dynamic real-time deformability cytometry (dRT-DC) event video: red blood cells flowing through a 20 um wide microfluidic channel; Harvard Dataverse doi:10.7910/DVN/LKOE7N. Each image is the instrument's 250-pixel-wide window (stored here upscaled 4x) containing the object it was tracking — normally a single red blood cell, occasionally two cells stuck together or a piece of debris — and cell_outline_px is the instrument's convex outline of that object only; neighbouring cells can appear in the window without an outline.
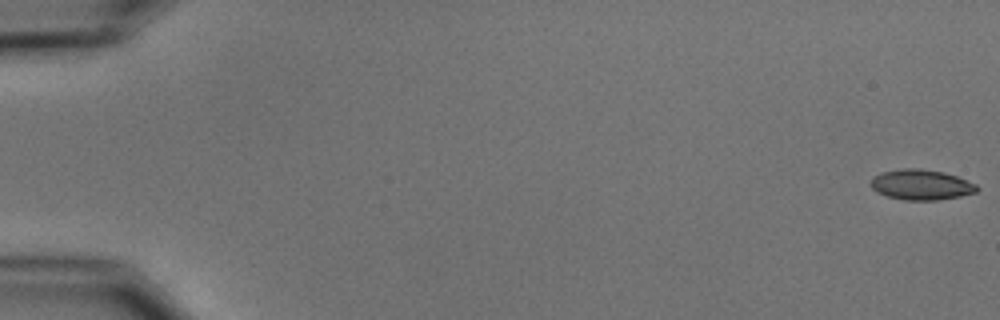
{"species": "common noctule bat (a hibernating species)", "species_latin": "Nyctalus noctula", "temperature_condition": "cold", "stored_images_in_passage": 55, "camera_frame_rate_fps": 3000, "um_per_image_px": 0.085, "animal": {"sex": "male", "body_mass_g": 15.6}, "frame": {"image": 1, "passage_image": 1, "time_ms": 0.0, "image_size_px": [1000, 320], "cell_outline_px": [[980, 188], [976, 192], [960, 196], [936, 200], [904, 200], [888, 196], [876, 192], [872, 188], [872, 176], [884, 172], [904, 168], [920, 168], [944, 172], [956, 176], [976, 184]], "centroid_in_image_um": [78.31, 15.7], "position_along_channel_um": 6.7, "area_um2": 18.67}}
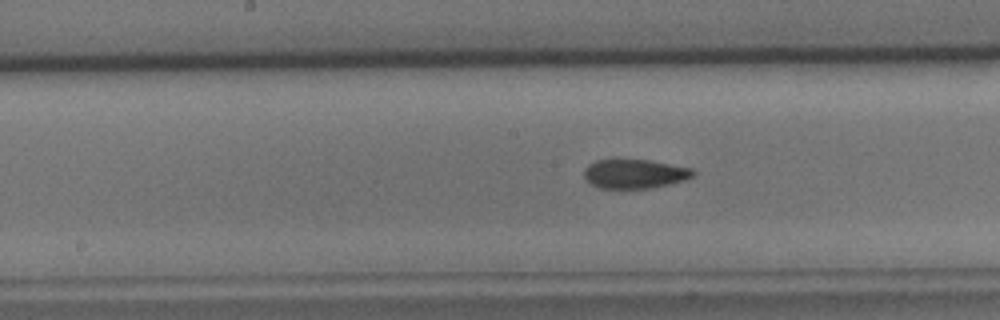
{"frame": {"image": 2, "passage_image": 29, "time_ms": 9.333, "image_size_px": [1000, 320], "cell_outline_px": [[696, 172], [692, 176], [684, 180], [652, 188], [600, 188], [592, 184], [584, 176], [584, 168], [588, 164], [596, 160], [648, 160], [692, 168]], "centroid_in_image_um": [53.94, 14.77], "position_along_channel_um": 194.3, "area_um2": 18.32}}
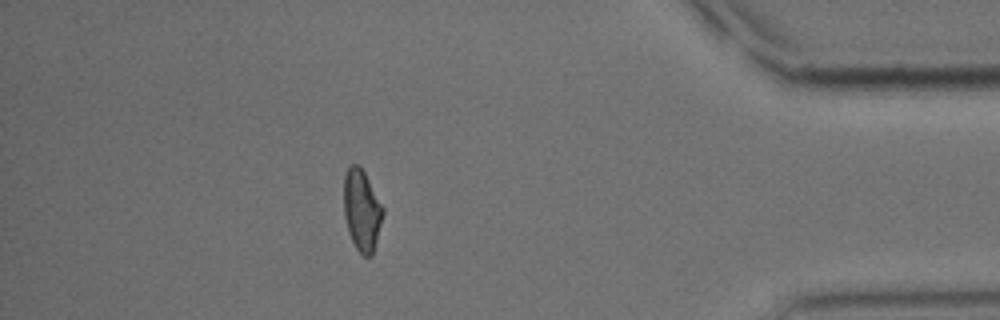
{"frame": {"image": 3, "passage_image": 49, "time_ms": 16.0, "image_size_px": [1000, 320], "cell_outline_px": [[384, 212], [372, 256], [364, 256], [356, 248], [348, 232], [344, 216], [344, 176], [348, 168], [352, 164], [356, 164], [364, 172], [384, 208]], "centroid_in_image_um": [30.75, 17.88], "position_along_channel_um": 404.5, "area_um2": 18.32}, "authors_computed_cell_mechanics": {"area_um2": 18.9584, "velocity_mm_per_s": 3.7268, "shape_relaxation_time_tau1_ms": 6.8309, "shape_relaxation_time_tau2_ms": 2.1402, "deformation_change_tau1": 0.1532, "deformation_change_tau2": 0.0772}}